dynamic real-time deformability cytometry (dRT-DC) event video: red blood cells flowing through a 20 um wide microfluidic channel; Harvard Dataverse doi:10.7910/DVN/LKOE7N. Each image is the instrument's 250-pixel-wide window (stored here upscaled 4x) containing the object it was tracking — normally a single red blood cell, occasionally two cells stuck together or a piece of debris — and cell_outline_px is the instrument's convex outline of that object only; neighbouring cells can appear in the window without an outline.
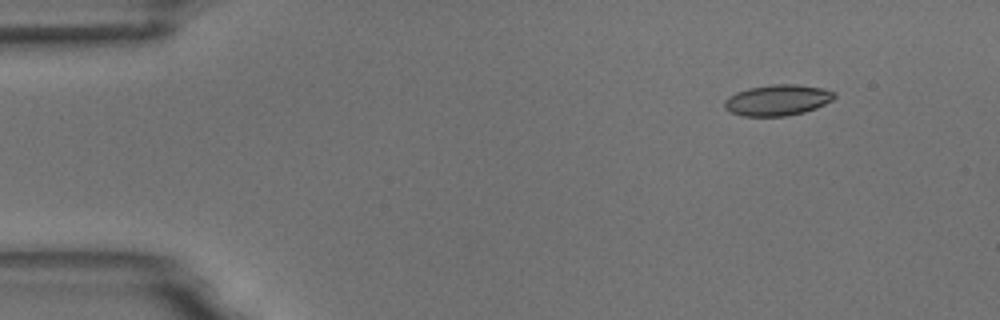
{"species": "common noctule bat (a hibernating species)", "species_latin": "Nyctalus noctula", "temperature_condition": "room temperature", "stored_images_in_passage": 5, "camera_frame_rate_fps": 3000, "um_per_image_px": 0.085, "animal": {"sex": "male", "body_mass_g": 18.8}, "frame": {"image": 1, "passage_image": 2, "time_ms": 1.333, "image_size_px": [1000, 320], "cell_outline_px": [[836, 96], [832, 100], [816, 108], [804, 112], [784, 116], [744, 116], [732, 112], [724, 108], [724, 100], [728, 96], [736, 92], [748, 88], [772, 84], [796, 84], [824, 88], [836, 92]], "centroid_in_image_um": [66.1, 8.5], "position_along_channel_um": 18.9, "area_um2": 19.88}}
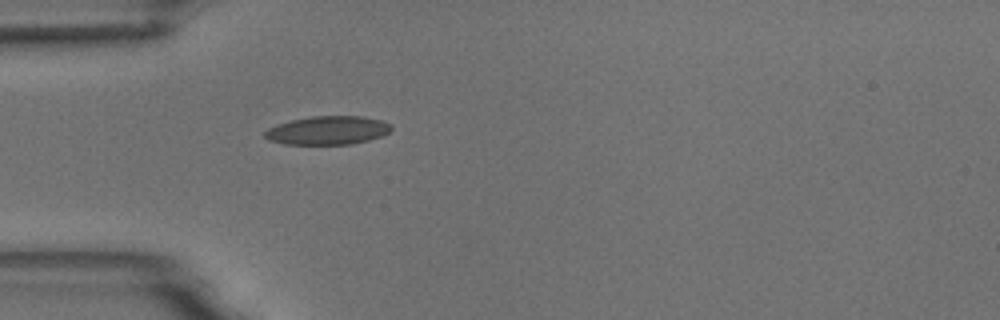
{"frame": {"image": 2, "passage_image": 5, "time_ms": 4.667, "image_size_px": [1000, 320], "cell_outline_px": [[392, 128], [388, 132], [380, 136], [368, 140], [352, 144], [284, 144], [268, 140], [264, 136], [264, 132], [268, 128], [276, 124], [292, 120], [312, 116], [364, 116], [380, 120], [392, 124]], "centroid_in_image_um": [27.84, 11.08], "position_along_channel_um": 57.2, "area_um2": 21.04}}